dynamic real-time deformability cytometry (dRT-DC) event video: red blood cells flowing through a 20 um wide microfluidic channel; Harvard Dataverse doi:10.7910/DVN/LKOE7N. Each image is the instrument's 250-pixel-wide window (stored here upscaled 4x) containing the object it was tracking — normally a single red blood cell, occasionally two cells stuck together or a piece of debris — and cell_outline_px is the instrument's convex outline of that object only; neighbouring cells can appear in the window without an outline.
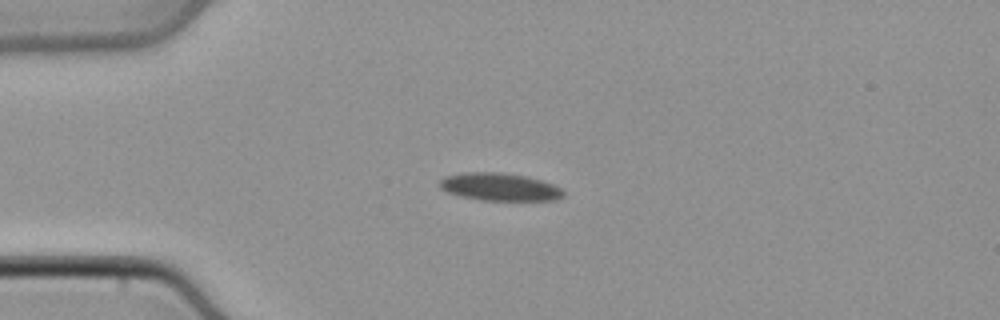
{"species": "common noctule bat (a hibernating species)", "species_latin": "Nyctalus noctula", "temperature_condition": "cold", "stored_images_in_passage": 51, "camera_frame_rate_fps": 3000, "um_per_image_px": 0.085, "animal": {"sex": "male", "body_mass_g": 21.5, "forearm_length_mm": 52.0}, "frame": {"image": 1, "passage_image": 13, "time_ms": 4.0, "image_size_px": [1000, 320], "cell_outline_px": [[564, 196], [556, 200], [484, 200], [460, 196], [448, 192], [440, 188], [440, 180], [448, 176], [464, 172], [504, 172], [528, 176], [552, 184], [560, 188], [564, 192]], "centroid_in_image_um": [42.49, 15.88], "position_along_channel_um": 42.5, "area_um2": 19.88}}
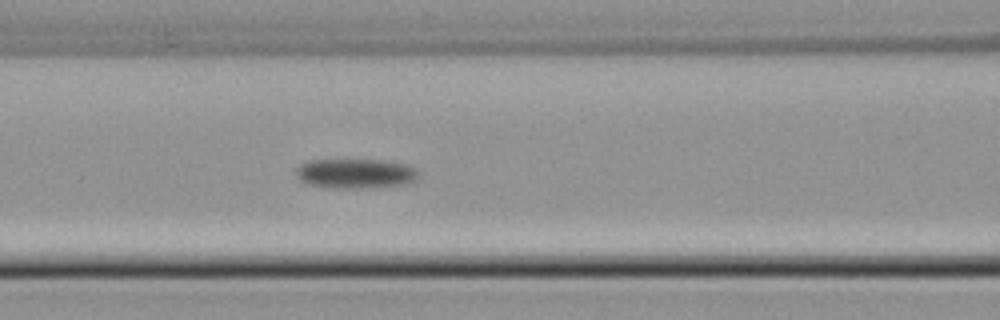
{"frame": {"image": 2, "passage_image": 22, "time_ms": 7.0, "image_size_px": [1000, 320], "cell_outline_px": [[416, 176], [408, 184], [380, 188], [348, 188], [308, 184], [300, 180], [296, 176], [296, 168], [300, 164], [308, 160], [380, 160], [408, 164], [416, 168]], "centroid_in_image_um": [30.22, 14.75], "position_along_channel_um": 136.4, "area_um2": 21.15}}
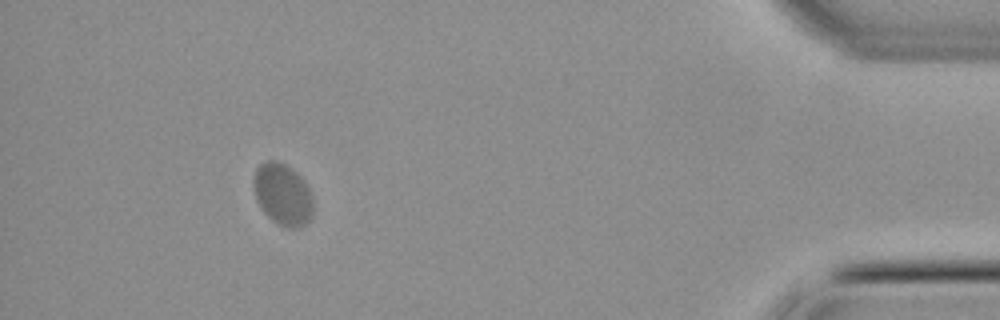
{"frame": {"image": 3, "passage_image": 47, "time_ms": 15.333, "image_size_px": [1000, 320], "cell_outline_px": [[312, 216], [300, 228], [284, 228], [276, 224], [264, 212], [256, 200], [252, 184], [252, 180], [256, 168], [264, 160], [276, 160], [292, 168], [304, 180], [312, 196]], "centroid_in_image_um": [24.0, 16.52], "position_along_channel_um": 411.2, "area_um2": 21.73}}